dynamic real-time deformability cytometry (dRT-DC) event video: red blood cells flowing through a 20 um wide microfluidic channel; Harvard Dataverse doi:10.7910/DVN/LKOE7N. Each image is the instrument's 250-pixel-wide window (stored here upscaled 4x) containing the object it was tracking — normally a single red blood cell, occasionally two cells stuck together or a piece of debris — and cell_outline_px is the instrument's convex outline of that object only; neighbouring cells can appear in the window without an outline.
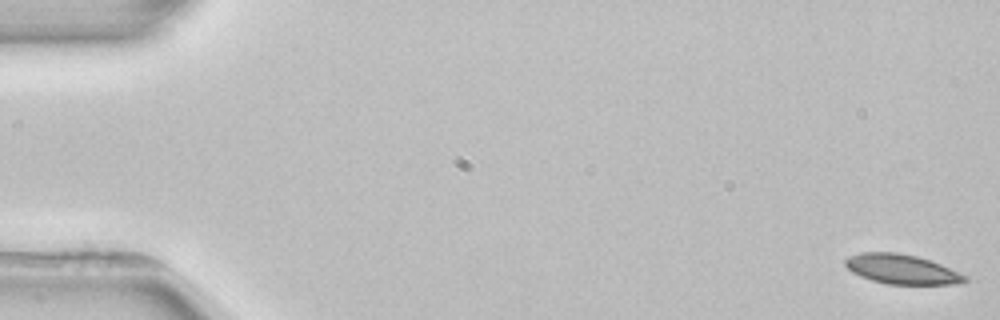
{"species": "common noctule bat (a hibernating species)", "species_latin": "Nyctalus noctula", "temperature_condition": "room temperature", "stored_images_in_passage": 5, "camera_frame_rate_fps": 3000, "um_per_image_px": 0.085, "animal": {"sex": "female", "body_mass_g": 22.7, "forearm_length_mm": 54.2}, "frame": {"image": 1, "passage_image": 1, "time_ms": 0.0, "image_size_px": [1000, 320], "cell_outline_px": [[968, 280], [960, 284], [888, 284], [872, 280], [860, 276], [852, 272], [844, 264], [844, 260], [848, 256], [860, 252], [896, 252], [916, 256], [940, 264], [968, 276]], "centroid_in_image_um": [76.64, 22.88], "position_along_channel_um": 8.4, "area_um2": 20.63}}
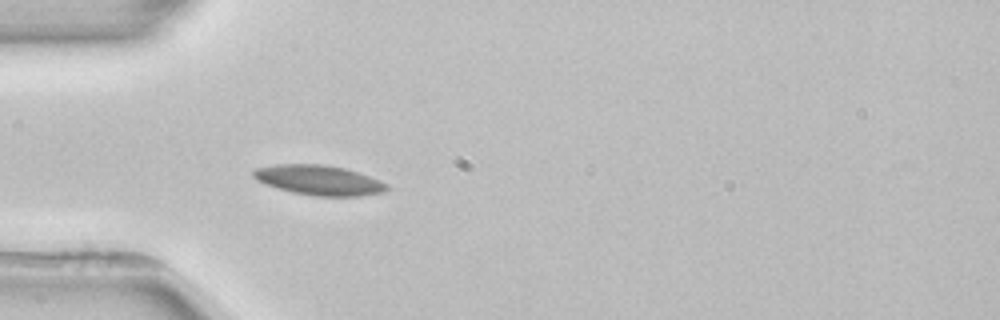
{"frame": {"image": 2, "passage_image": 5, "time_ms": 5.0, "image_size_px": [1000, 320], "cell_outline_px": [[388, 188], [384, 192], [360, 196], [316, 196], [292, 192], [264, 184], [256, 180], [252, 176], [252, 172], [256, 168], [276, 164], [320, 164], [344, 168], [380, 180], [388, 184]], "centroid_in_image_um": [27.08, 15.31], "position_along_channel_um": 57.9, "area_um2": 23.18}}